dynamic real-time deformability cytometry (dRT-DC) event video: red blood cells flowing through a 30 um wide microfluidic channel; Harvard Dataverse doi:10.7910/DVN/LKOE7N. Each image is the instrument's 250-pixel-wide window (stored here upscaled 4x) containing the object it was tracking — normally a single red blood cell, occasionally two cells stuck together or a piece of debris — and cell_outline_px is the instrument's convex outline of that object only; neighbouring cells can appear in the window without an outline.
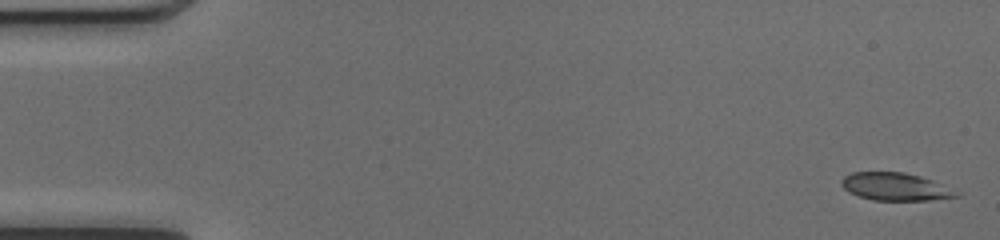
{"species": "common noctule bat (a hibernating species)", "species_latin": "Nyctalus noctula", "temperature_condition": "cold", "stored_images_in_passage": 50, "camera_frame_rate_fps": 3000, "um_per_image_px": 0.085, "animal": {"sex": "female", "body_mass_g": 17.0, "forearm_length_mm": 48.0}, "frame": {"image": 1, "passage_image": 1, "time_ms": 0.0, "image_size_px": [1000, 240], "cell_outline_px": [[960, 196], [932, 200], [872, 200], [848, 192], [840, 184], [840, 180], [844, 176], [852, 172], [904, 172], [920, 176], [932, 180], [960, 192]], "centroid_in_image_um": [76.1, 15.87], "position_along_channel_um": 8.9, "area_um2": 18.61}}
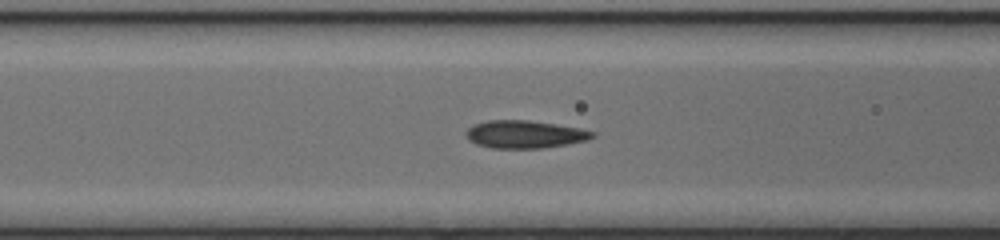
{"frame": {"image": 2, "passage_image": 20, "time_ms": 6.333, "image_size_px": [1000, 240], "cell_outline_px": [[596, 136], [588, 140], [568, 144], [544, 148], [492, 148], [476, 144], [468, 140], [468, 128], [476, 124], [488, 120], [528, 120], [556, 124], [596, 132]], "centroid_in_image_um": [44.64, 11.42], "position_along_channel_um": 122.0, "area_um2": 20.29}}
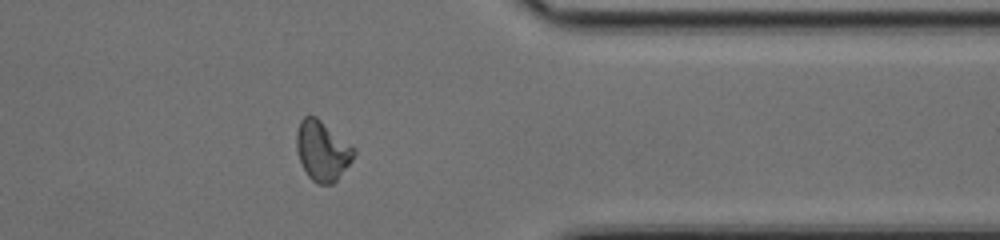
{"frame": {"image": 3, "passage_image": 40, "time_ms": 13.0, "image_size_px": [1000, 240], "cell_outline_px": [[356, 152], [352, 160], [336, 180], [332, 184], [316, 184], [308, 176], [300, 160], [296, 148], [296, 132], [300, 120], [304, 116], [316, 116], [352, 144], [356, 148]], "centroid_in_image_um": [27.4, 12.79], "position_along_channel_um": 384.0, "area_um2": 20.11}, "authors_computed_cell_mechanics": {"area_um2": 19.6809, "velocity_mm_per_s": 4.1123, "shape_relaxation_time_tau1_ms": null, "shape_relaxation_time_tau2_ms": 6.2176, "deformation_change_tau1": null, "deformation_change_tau2": 0.0863}}